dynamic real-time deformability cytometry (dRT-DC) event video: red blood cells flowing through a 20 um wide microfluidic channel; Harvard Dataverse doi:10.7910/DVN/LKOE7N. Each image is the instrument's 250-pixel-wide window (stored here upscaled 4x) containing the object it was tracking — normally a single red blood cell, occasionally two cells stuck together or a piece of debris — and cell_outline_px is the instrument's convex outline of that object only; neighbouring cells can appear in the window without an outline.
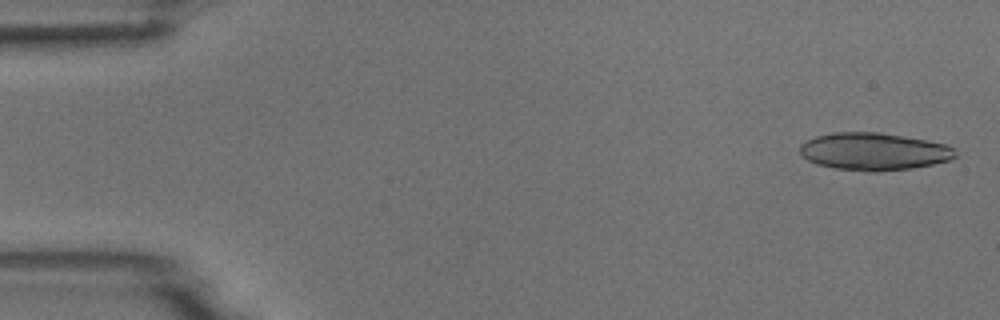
{"species": "common noctule bat (a hibernating species)", "species_latin": "Nyctalus noctula", "temperature_condition": "room temperature", "stored_images_in_passage": 15, "camera_frame_rate_fps": 3000, "um_per_image_px": 0.085, "animal": {"sex": "male", "body_mass_g": 18.8}, "frame": {"image": 1, "passage_image": 2, "time_ms": 0.333, "image_size_px": [1000, 320], "cell_outline_px": [[956, 156], [952, 160], [912, 168], [876, 172], [864, 172], [836, 168], [816, 164], [808, 160], [800, 152], [800, 144], [816, 136], [832, 132], [880, 132], [904, 136], [948, 144], [956, 152]], "centroid_in_image_um": [74.29, 12.88], "position_along_channel_um": 10.7, "area_um2": 34.1}}